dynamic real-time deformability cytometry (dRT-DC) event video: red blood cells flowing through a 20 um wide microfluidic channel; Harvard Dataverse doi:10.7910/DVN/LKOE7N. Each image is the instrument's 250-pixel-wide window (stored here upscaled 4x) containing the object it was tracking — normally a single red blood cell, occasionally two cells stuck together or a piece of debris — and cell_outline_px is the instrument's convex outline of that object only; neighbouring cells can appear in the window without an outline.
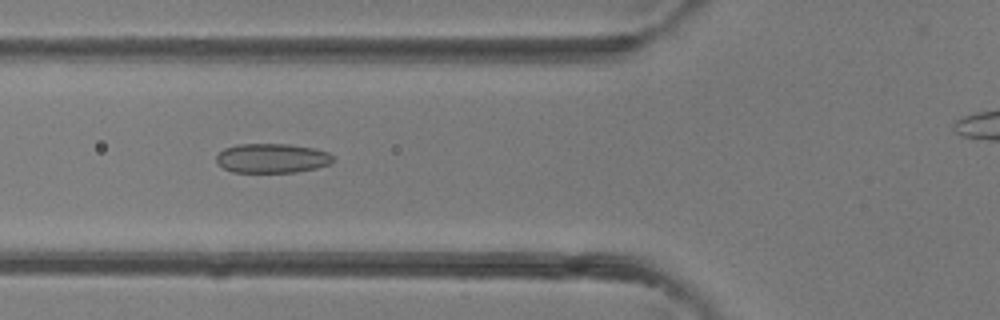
{"species": "common noctule bat (a hibernating species)", "species_latin": "Nyctalus noctula", "temperature_condition": "room temperature", "stored_images_in_passage": 38, "camera_frame_rate_fps": 3000, "um_per_image_px": 0.085, "animal": {"sex": "female"}, "frame": {"image": 1, "passage_image": 16, "time_ms": 5.0, "image_size_px": [1000, 320], "cell_outline_px": [[332, 164], [316, 168], [296, 172], [232, 172], [216, 164], [216, 156], [224, 148], [236, 144], [288, 144], [316, 148], [328, 152], [332, 156]], "centroid_in_image_um": [23.11, 13.45], "position_along_channel_um": 102.7, "area_um2": 20.17}}
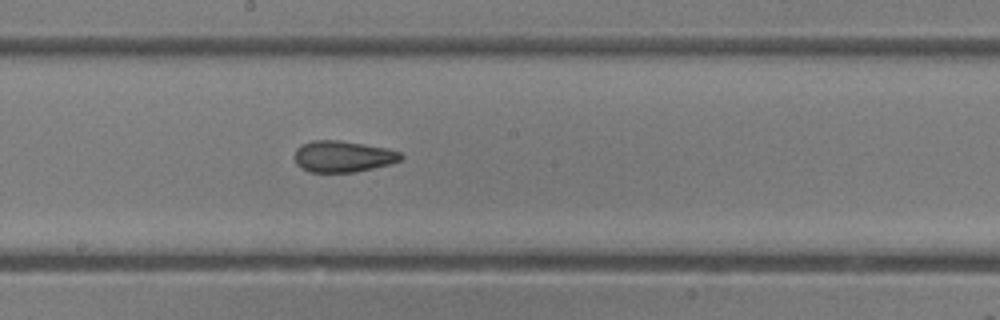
{"frame": {"image": 2, "passage_image": 23, "time_ms": 7.333, "image_size_px": [1000, 320], "cell_outline_px": [[404, 156], [400, 160], [392, 164], [356, 172], [308, 172], [300, 168], [296, 164], [292, 156], [296, 148], [312, 140], [340, 140], [388, 148], [400, 152]], "centroid_in_image_um": [29.13, 13.3], "position_along_channel_um": 219.1, "area_um2": 19.77}}
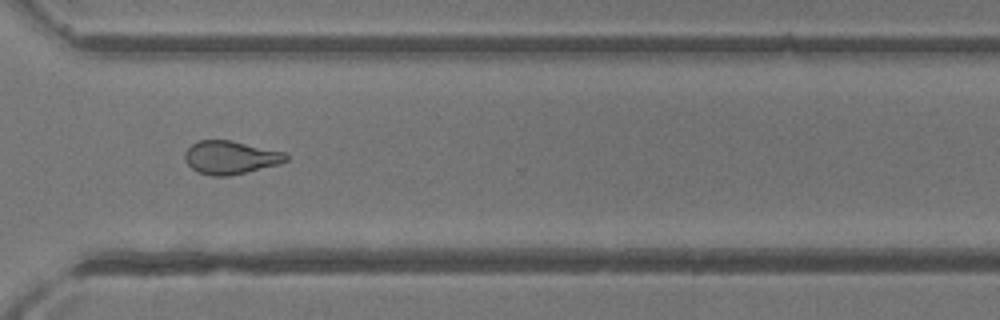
{"frame": {"image": 3, "passage_image": 31, "time_ms": 10.0, "image_size_px": [1000, 320], "cell_outline_px": [[288, 160], [280, 164], [228, 176], [208, 176], [192, 168], [184, 160], [184, 152], [192, 144], [200, 140], [232, 140], [284, 152], [288, 156]], "centroid_in_image_um": [19.58, 13.38], "position_along_channel_um": 351.0, "area_um2": 19.59}}